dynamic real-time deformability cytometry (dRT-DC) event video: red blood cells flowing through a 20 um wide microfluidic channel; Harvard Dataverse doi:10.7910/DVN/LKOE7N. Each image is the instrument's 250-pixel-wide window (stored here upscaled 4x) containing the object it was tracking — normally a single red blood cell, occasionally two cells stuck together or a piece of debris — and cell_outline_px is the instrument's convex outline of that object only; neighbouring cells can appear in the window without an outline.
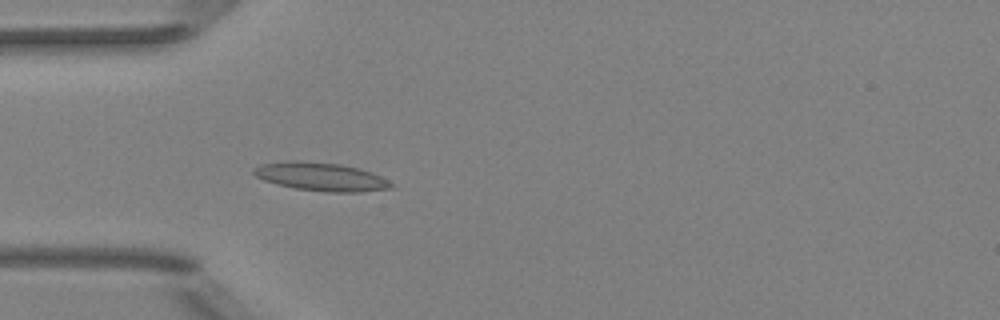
{"species": "Egyptian fruit bat (a non-hibernating species)", "species_latin": "Rousettus aegyptiacus", "temperature_condition": "room temperature", "stored_images_in_passage": 4, "camera_frame_rate_fps": 3000, "um_per_image_px": 0.085, "animal": {"sex": "female"}, "frame": {"image": 1, "passage_image": 4, "time_ms": 3.667, "image_size_px": [1000, 320], "cell_outline_px": [[396, 184], [392, 188], [360, 192], [328, 192], [296, 188], [264, 180], [256, 176], [252, 172], [252, 168], [260, 164], [340, 164], [360, 168], [372, 172]], "centroid_in_image_um": [27.43, 15.08], "position_along_channel_um": 57.6, "area_um2": 21.5}}